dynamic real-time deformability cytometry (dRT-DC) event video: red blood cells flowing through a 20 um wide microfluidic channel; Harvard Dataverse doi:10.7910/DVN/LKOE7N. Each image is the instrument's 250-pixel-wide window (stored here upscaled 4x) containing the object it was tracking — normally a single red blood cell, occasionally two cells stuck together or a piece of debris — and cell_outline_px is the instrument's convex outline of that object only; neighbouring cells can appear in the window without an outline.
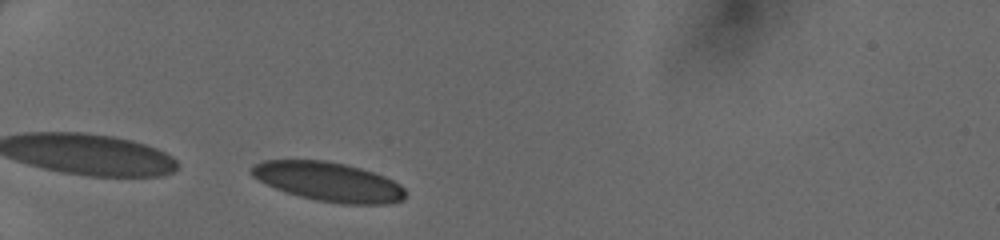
{"species": "human", "species_latin": "Homo sapiens", "temperature_condition": "cold", "stored_images_in_passage": 29, "camera_frame_rate_fps": 3000, "um_per_image_px": 0.085, "donor": {"sex": "female"}, "frame": {"image": 1, "passage_image": 1, "time_ms": 0.0, "image_size_px": [1000, 240], "cell_outline_px": [[404, 200], [388, 204], [340, 204], [316, 200], [300, 196], [276, 188], [252, 176], [248, 172], [256, 164], [264, 160], [324, 160], [344, 164], [360, 168], [384, 176], [400, 184], [404, 188]], "centroid_in_image_um": [27.95, 15.45], "position_along_channel_um": 57.1, "area_um2": 34.85}}
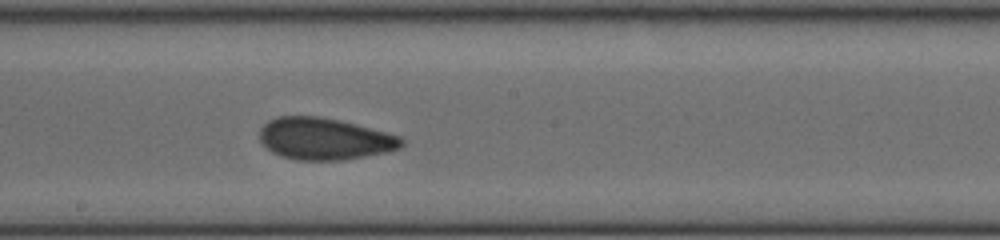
{"frame": {"image": 2, "passage_image": 14, "time_ms": 4.333, "image_size_px": [1000, 240], "cell_outline_px": [[404, 144], [400, 148], [388, 152], [344, 160], [296, 160], [280, 156], [272, 152], [260, 140], [260, 128], [268, 120], [276, 116], [320, 116], [340, 120], [356, 124], [400, 136], [404, 140]], "centroid_in_image_um": [27.58, 11.8], "position_along_channel_um": 220.6, "area_um2": 34.8}}
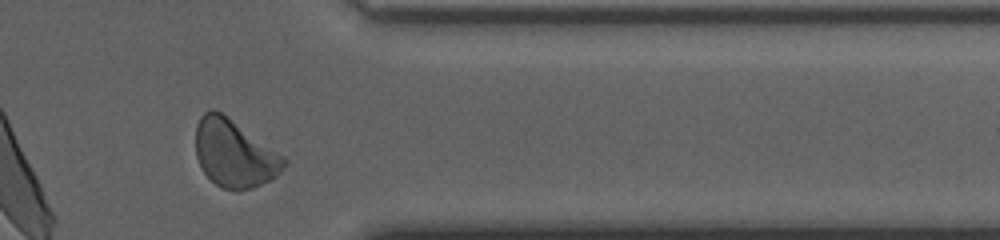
{"frame": {"image": 3, "passage_image": 26, "time_ms": 8.333, "image_size_px": [1000, 240], "cell_outline_px": [[288, 164], [272, 180], [252, 188], [224, 188], [216, 184], [204, 172], [196, 156], [196, 124], [200, 116], [204, 112], [212, 108], [228, 116], [284, 156], [288, 160]], "centroid_in_image_um": [19.93, 13.02], "position_along_channel_um": 391.5, "area_um2": 34.51}}